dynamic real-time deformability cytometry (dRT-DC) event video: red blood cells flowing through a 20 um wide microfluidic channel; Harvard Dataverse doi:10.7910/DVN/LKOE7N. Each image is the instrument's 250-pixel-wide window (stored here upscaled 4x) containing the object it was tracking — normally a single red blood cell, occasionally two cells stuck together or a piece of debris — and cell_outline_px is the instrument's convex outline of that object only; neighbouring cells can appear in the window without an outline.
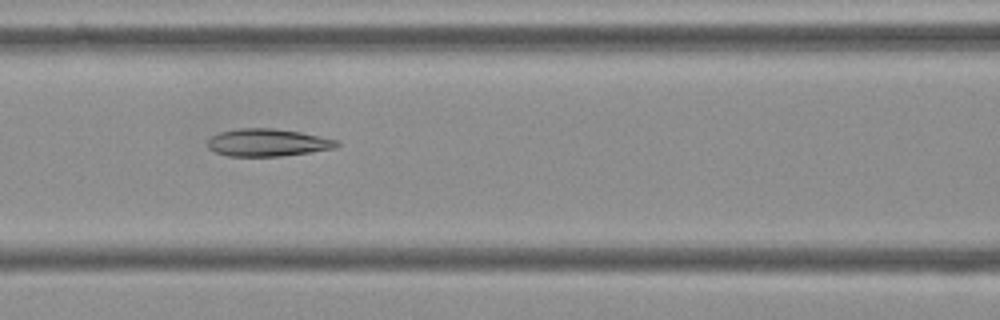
{"species": "Egyptian fruit bat (a non-hibernating species)", "species_latin": "Rousettus aegyptiacus", "temperature_condition": "cold", "stored_images_in_passage": 9, "camera_frame_rate_fps": 3000, "um_per_image_px": 0.085, "frame": {"image": 1, "passage_image": 7, "time_ms": 2.0, "image_size_px": [1000, 320], "cell_outline_px": [[340, 144], [336, 148], [280, 156], [228, 156], [216, 152], [208, 148], [208, 140], [212, 136], [220, 132], [240, 128], [272, 128], [300, 132], [340, 140]], "centroid_in_image_um": [22.77, 12.11], "position_along_channel_um": 143.8, "area_um2": 20.63}}
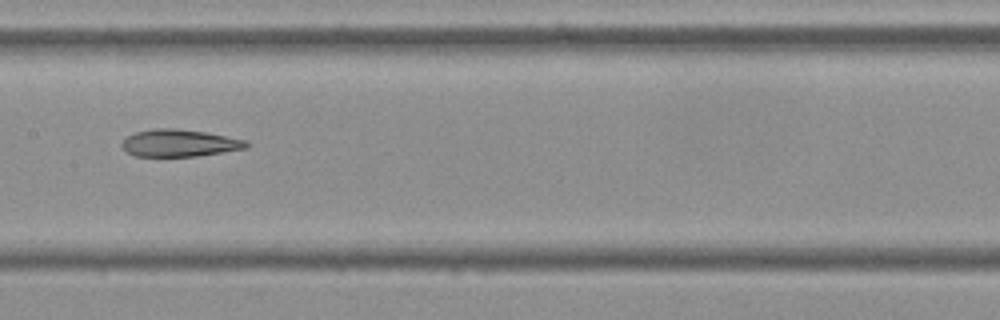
{"frame": {"image": 2, "passage_image": 8, "time_ms": 2.333, "image_size_px": [1000, 320], "cell_outline_px": [[252, 144], [248, 148], [196, 156], [136, 156], [128, 152], [120, 144], [128, 136], [136, 132], [152, 128], [176, 128], [204, 132], [248, 140]], "centroid_in_image_um": [15.3, 12.15], "position_along_channel_um": 192.1, "area_um2": 19.71}}
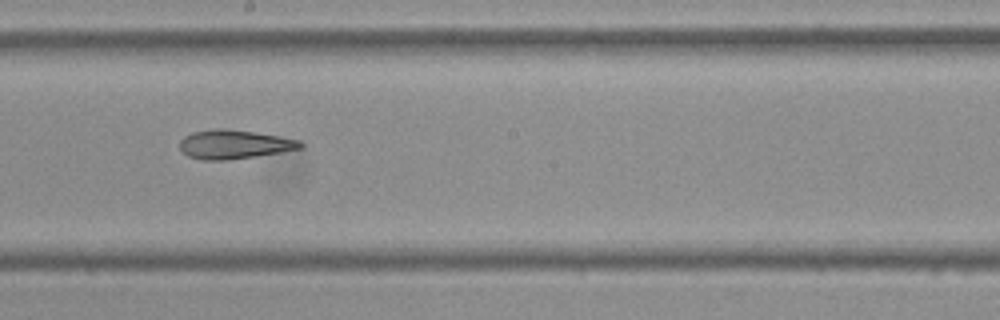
{"frame": {"image": 3, "passage_image": 9, "time_ms": 2.667, "image_size_px": [1000, 320], "cell_outline_px": [[304, 148], [280, 152], [228, 160], [200, 160], [188, 156], [180, 148], [180, 140], [184, 136], [192, 132], [216, 128], [224, 128], [256, 132], [300, 140], [304, 144]], "centroid_in_image_um": [19.91, 12.26], "position_along_channel_um": 228.3, "area_um2": 20.4}}